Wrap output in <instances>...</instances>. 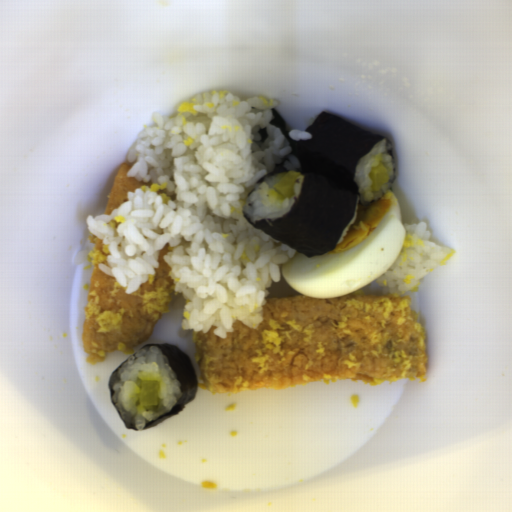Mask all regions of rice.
Masks as SVG:
<instances>
[{"instance_id":"rice-5","label":"rice","mask_w":512,"mask_h":512,"mask_svg":"<svg viewBox=\"0 0 512 512\" xmlns=\"http://www.w3.org/2000/svg\"><path fill=\"white\" fill-rule=\"evenodd\" d=\"M288 136L293 139L294 141L297 140H309L313 136L309 132L298 130V129H291L288 131Z\"/></svg>"},{"instance_id":"rice-4","label":"rice","mask_w":512,"mask_h":512,"mask_svg":"<svg viewBox=\"0 0 512 512\" xmlns=\"http://www.w3.org/2000/svg\"><path fill=\"white\" fill-rule=\"evenodd\" d=\"M387 139L373 145L370 152L362 157L355 170L353 181L356 183L358 193L352 220L343 228L337 244L346 237L350 227L354 225L358 212L359 202L368 205L379 199L389 190L395 182L396 170L394 160L390 154L392 144H386Z\"/></svg>"},{"instance_id":"rice-3","label":"rice","mask_w":512,"mask_h":512,"mask_svg":"<svg viewBox=\"0 0 512 512\" xmlns=\"http://www.w3.org/2000/svg\"><path fill=\"white\" fill-rule=\"evenodd\" d=\"M403 226L405 237L399 255L388 270L374 279L382 295L402 296L455 253L454 249L434 242L426 222Z\"/></svg>"},{"instance_id":"rice-1","label":"rice","mask_w":512,"mask_h":512,"mask_svg":"<svg viewBox=\"0 0 512 512\" xmlns=\"http://www.w3.org/2000/svg\"><path fill=\"white\" fill-rule=\"evenodd\" d=\"M278 105L217 89L181 102L173 116L155 111L126 153V177L152 185L129 190L110 214L85 218L110 252L98 267L128 294L155 275L168 245L162 258L183 296L184 330L215 327L219 339L235 321L257 330L270 286L299 253L244 216L255 223L283 218L302 189V175L291 197L272 189L290 171L257 184L292 151L271 124Z\"/></svg>"},{"instance_id":"rice-2","label":"rice","mask_w":512,"mask_h":512,"mask_svg":"<svg viewBox=\"0 0 512 512\" xmlns=\"http://www.w3.org/2000/svg\"><path fill=\"white\" fill-rule=\"evenodd\" d=\"M156 380L161 383L158 406L139 405L140 381ZM112 399L119 410L126 427L138 430L159 416L171 411L183 391L166 356L159 347L140 348L119 366L111 379Z\"/></svg>"}]
</instances>
